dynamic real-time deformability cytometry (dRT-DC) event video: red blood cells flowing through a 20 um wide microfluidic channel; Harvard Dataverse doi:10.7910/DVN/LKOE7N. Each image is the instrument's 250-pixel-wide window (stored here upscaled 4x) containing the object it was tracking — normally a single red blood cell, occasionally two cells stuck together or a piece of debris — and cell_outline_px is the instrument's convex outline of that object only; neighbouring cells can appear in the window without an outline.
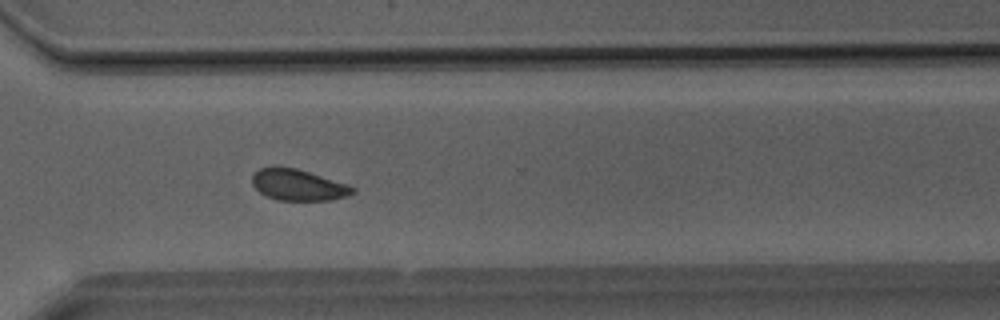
{"species": "Egyptian fruit bat (a non-hibernating species)", "species_latin": "Rousettus aegyptiacus", "temperature_condition": "room temperature", "stored_images_in_passage": 42, "camera_frame_rate_fps": 3000, "um_per_image_px": 0.085, "animal": {"sex": "male"}, "frame": {"image": 1, "passage_image": 30, "time_ms": 9.667, "image_size_px": [1000, 320], "cell_outline_px": [[356, 192], [348, 196], [332, 200], [276, 200], [260, 192], [252, 184], [252, 176], [260, 168], [272, 164], [296, 168], [348, 184], [356, 188]], "centroid_in_image_um": [25.35, 15.7], "position_along_channel_um": 345.3, "area_um2": 18.55}}